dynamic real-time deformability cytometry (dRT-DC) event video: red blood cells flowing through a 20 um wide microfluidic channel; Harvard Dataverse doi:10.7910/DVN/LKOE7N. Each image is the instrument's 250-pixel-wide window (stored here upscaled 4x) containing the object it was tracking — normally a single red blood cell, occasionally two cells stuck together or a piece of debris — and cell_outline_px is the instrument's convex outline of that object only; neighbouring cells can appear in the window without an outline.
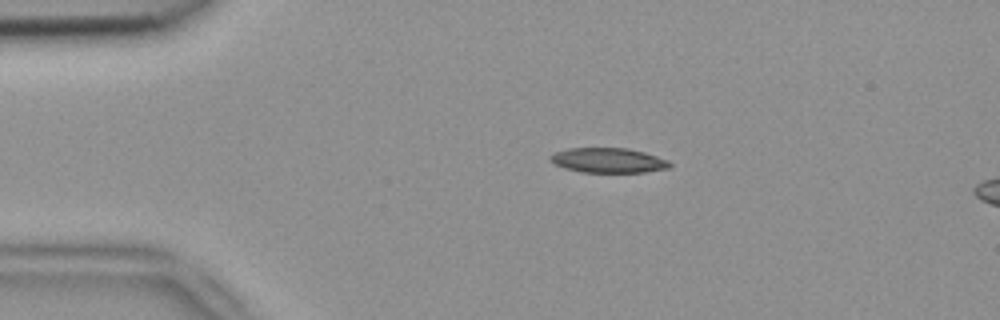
{"species": "common noctule bat (a hibernating species)", "species_latin": "Nyctalus noctula", "temperature_condition": "room temperature", "stored_images_in_passage": 5, "segment_of_instrument_passage": [1, 2], "camera_frame_rate_fps": 3000, "um_per_image_px": 0.085, "animal": {"sex": "female", "body_mass_g": 18.4}, "frame": {"image": 1, "passage_image": 3, "time_ms": 0.667, "image_size_px": [1000, 320], "cell_outline_px": [[672, 164], [668, 168], [644, 172], [580, 172], [564, 168], [548, 160], [548, 156], [556, 152], [568, 148], [628, 148], [644, 152], [668, 160]], "centroid_in_image_um": [51.67, 13.63], "position_along_channel_um": 33.3, "area_um2": 17.28}}